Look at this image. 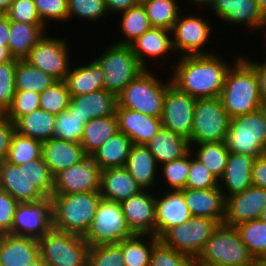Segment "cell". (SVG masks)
Masks as SVG:
<instances>
[{"label": "cell", "instance_id": "obj_1", "mask_svg": "<svg viewBox=\"0 0 266 266\" xmlns=\"http://www.w3.org/2000/svg\"><path fill=\"white\" fill-rule=\"evenodd\" d=\"M170 66L172 84L195 99L220 97L228 69L220 54L180 56Z\"/></svg>", "mask_w": 266, "mask_h": 266}, {"label": "cell", "instance_id": "obj_2", "mask_svg": "<svg viewBox=\"0 0 266 266\" xmlns=\"http://www.w3.org/2000/svg\"><path fill=\"white\" fill-rule=\"evenodd\" d=\"M235 59L219 97L230 118L259 109L262 100L255 69L242 56Z\"/></svg>", "mask_w": 266, "mask_h": 266}, {"label": "cell", "instance_id": "obj_3", "mask_svg": "<svg viewBox=\"0 0 266 266\" xmlns=\"http://www.w3.org/2000/svg\"><path fill=\"white\" fill-rule=\"evenodd\" d=\"M53 229L84 236L102 199L100 192L52 194Z\"/></svg>", "mask_w": 266, "mask_h": 266}, {"label": "cell", "instance_id": "obj_4", "mask_svg": "<svg viewBox=\"0 0 266 266\" xmlns=\"http://www.w3.org/2000/svg\"><path fill=\"white\" fill-rule=\"evenodd\" d=\"M254 263L237 229L225 224L218 225L195 259V266H253Z\"/></svg>", "mask_w": 266, "mask_h": 266}, {"label": "cell", "instance_id": "obj_5", "mask_svg": "<svg viewBox=\"0 0 266 266\" xmlns=\"http://www.w3.org/2000/svg\"><path fill=\"white\" fill-rule=\"evenodd\" d=\"M168 80L164 84L155 72L145 69L117 96V107L161 118L166 89L172 83Z\"/></svg>", "mask_w": 266, "mask_h": 266}, {"label": "cell", "instance_id": "obj_6", "mask_svg": "<svg viewBox=\"0 0 266 266\" xmlns=\"http://www.w3.org/2000/svg\"><path fill=\"white\" fill-rule=\"evenodd\" d=\"M93 59L104 73V89L118 96L145 69L129 45L112 43Z\"/></svg>", "mask_w": 266, "mask_h": 266}, {"label": "cell", "instance_id": "obj_7", "mask_svg": "<svg viewBox=\"0 0 266 266\" xmlns=\"http://www.w3.org/2000/svg\"><path fill=\"white\" fill-rule=\"evenodd\" d=\"M226 145L229 152L259 157L266 153V119L260 109L231 118Z\"/></svg>", "mask_w": 266, "mask_h": 266}, {"label": "cell", "instance_id": "obj_8", "mask_svg": "<svg viewBox=\"0 0 266 266\" xmlns=\"http://www.w3.org/2000/svg\"><path fill=\"white\" fill-rule=\"evenodd\" d=\"M230 120L219 97L197 99L191 137L188 139L190 148L203 143L225 142Z\"/></svg>", "mask_w": 266, "mask_h": 266}, {"label": "cell", "instance_id": "obj_9", "mask_svg": "<svg viewBox=\"0 0 266 266\" xmlns=\"http://www.w3.org/2000/svg\"><path fill=\"white\" fill-rule=\"evenodd\" d=\"M38 242L49 266H87L89 246L81 235L51 229Z\"/></svg>", "mask_w": 266, "mask_h": 266}, {"label": "cell", "instance_id": "obj_10", "mask_svg": "<svg viewBox=\"0 0 266 266\" xmlns=\"http://www.w3.org/2000/svg\"><path fill=\"white\" fill-rule=\"evenodd\" d=\"M134 235L127 224L121 204L102 198L83 238L89 247H94L102 244H117Z\"/></svg>", "mask_w": 266, "mask_h": 266}, {"label": "cell", "instance_id": "obj_11", "mask_svg": "<svg viewBox=\"0 0 266 266\" xmlns=\"http://www.w3.org/2000/svg\"><path fill=\"white\" fill-rule=\"evenodd\" d=\"M219 223L206 217L191 216L185 223L171 227L159 240L194 260L204 249Z\"/></svg>", "mask_w": 266, "mask_h": 266}, {"label": "cell", "instance_id": "obj_12", "mask_svg": "<svg viewBox=\"0 0 266 266\" xmlns=\"http://www.w3.org/2000/svg\"><path fill=\"white\" fill-rule=\"evenodd\" d=\"M68 43L67 39L49 37L45 33L24 60L56 80H65L71 68Z\"/></svg>", "mask_w": 266, "mask_h": 266}, {"label": "cell", "instance_id": "obj_13", "mask_svg": "<svg viewBox=\"0 0 266 266\" xmlns=\"http://www.w3.org/2000/svg\"><path fill=\"white\" fill-rule=\"evenodd\" d=\"M51 229H53V200L51 197H45L35 202H19L8 234L39 239Z\"/></svg>", "mask_w": 266, "mask_h": 266}, {"label": "cell", "instance_id": "obj_14", "mask_svg": "<svg viewBox=\"0 0 266 266\" xmlns=\"http://www.w3.org/2000/svg\"><path fill=\"white\" fill-rule=\"evenodd\" d=\"M179 14L177 21L171 29L172 47L175 52L182 53L179 56L210 54L204 46L211 37V23L209 20L199 17L197 14ZM187 15V16H186ZM201 16V17H200Z\"/></svg>", "mask_w": 266, "mask_h": 266}, {"label": "cell", "instance_id": "obj_15", "mask_svg": "<svg viewBox=\"0 0 266 266\" xmlns=\"http://www.w3.org/2000/svg\"><path fill=\"white\" fill-rule=\"evenodd\" d=\"M196 100L171 83L166 89L161 115L163 127L189 139L192 132Z\"/></svg>", "mask_w": 266, "mask_h": 266}, {"label": "cell", "instance_id": "obj_16", "mask_svg": "<svg viewBox=\"0 0 266 266\" xmlns=\"http://www.w3.org/2000/svg\"><path fill=\"white\" fill-rule=\"evenodd\" d=\"M101 170L87 156L80 163L61 171L54 177L52 194L100 192Z\"/></svg>", "mask_w": 266, "mask_h": 266}, {"label": "cell", "instance_id": "obj_17", "mask_svg": "<svg viewBox=\"0 0 266 266\" xmlns=\"http://www.w3.org/2000/svg\"><path fill=\"white\" fill-rule=\"evenodd\" d=\"M266 206V189L251 186L226 198L223 224L235 227L243 222L259 219Z\"/></svg>", "mask_w": 266, "mask_h": 266}, {"label": "cell", "instance_id": "obj_18", "mask_svg": "<svg viewBox=\"0 0 266 266\" xmlns=\"http://www.w3.org/2000/svg\"><path fill=\"white\" fill-rule=\"evenodd\" d=\"M141 190L122 201L121 207L127 224L134 234L156 236L155 194Z\"/></svg>", "mask_w": 266, "mask_h": 266}, {"label": "cell", "instance_id": "obj_19", "mask_svg": "<svg viewBox=\"0 0 266 266\" xmlns=\"http://www.w3.org/2000/svg\"><path fill=\"white\" fill-rule=\"evenodd\" d=\"M211 9L218 19L230 25L243 23L248 31L266 28V18L260 12L257 0H213Z\"/></svg>", "mask_w": 266, "mask_h": 266}, {"label": "cell", "instance_id": "obj_20", "mask_svg": "<svg viewBox=\"0 0 266 266\" xmlns=\"http://www.w3.org/2000/svg\"><path fill=\"white\" fill-rule=\"evenodd\" d=\"M0 189L9 193L18 203L45 198L29 180L28 163L19 166L7 160L0 162Z\"/></svg>", "mask_w": 266, "mask_h": 266}, {"label": "cell", "instance_id": "obj_21", "mask_svg": "<svg viewBox=\"0 0 266 266\" xmlns=\"http://www.w3.org/2000/svg\"><path fill=\"white\" fill-rule=\"evenodd\" d=\"M118 130L124 133L132 144L146 145L163 126L161 118L143 114L128 108L117 107Z\"/></svg>", "mask_w": 266, "mask_h": 266}, {"label": "cell", "instance_id": "obj_22", "mask_svg": "<svg viewBox=\"0 0 266 266\" xmlns=\"http://www.w3.org/2000/svg\"><path fill=\"white\" fill-rule=\"evenodd\" d=\"M155 204L157 238H160L171 227L185 223L192 216L186 206L183 189H169L162 196L155 195Z\"/></svg>", "mask_w": 266, "mask_h": 266}, {"label": "cell", "instance_id": "obj_23", "mask_svg": "<svg viewBox=\"0 0 266 266\" xmlns=\"http://www.w3.org/2000/svg\"><path fill=\"white\" fill-rule=\"evenodd\" d=\"M186 206L192 216L206 217L223 224L226 199L218 187L210 189H183Z\"/></svg>", "mask_w": 266, "mask_h": 266}, {"label": "cell", "instance_id": "obj_24", "mask_svg": "<svg viewBox=\"0 0 266 266\" xmlns=\"http://www.w3.org/2000/svg\"><path fill=\"white\" fill-rule=\"evenodd\" d=\"M254 160L255 157L249 155L229 153L224 174L219 179V188L225 199L252 186Z\"/></svg>", "mask_w": 266, "mask_h": 266}, {"label": "cell", "instance_id": "obj_25", "mask_svg": "<svg viewBox=\"0 0 266 266\" xmlns=\"http://www.w3.org/2000/svg\"><path fill=\"white\" fill-rule=\"evenodd\" d=\"M42 156L55 177L61 171L80 163L88 155L80 143L51 138L43 142Z\"/></svg>", "mask_w": 266, "mask_h": 266}, {"label": "cell", "instance_id": "obj_26", "mask_svg": "<svg viewBox=\"0 0 266 266\" xmlns=\"http://www.w3.org/2000/svg\"><path fill=\"white\" fill-rule=\"evenodd\" d=\"M117 105V96L101 89L88 94L71 96L68 109L81 118L91 120L115 115Z\"/></svg>", "mask_w": 266, "mask_h": 266}, {"label": "cell", "instance_id": "obj_27", "mask_svg": "<svg viewBox=\"0 0 266 266\" xmlns=\"http://www.w3.org/2000/svg\"><path fill=\"white\" fill-rule=\"evenodd\" d=\"M39 256L38 239L11 234L0 235L1 266H26Z\"/></svg>", "mask_w": 266, "mask_h": 266}, {"label": "cell", "instance_id": "obj_28", "mask_svg": "<svg viewBox=\"0 0 266 266\" xmlns=\"http://www.w3.org/2000/svg\"><path fill=\"white\" fill-rule=\"evenodd\" d=\"M171 37L170 30L151 27L129 46L140 65L144 69H148L146 57L153 59L163 57L165 59L164 56H167L168 52L172 51L173 53Z\"/></svg>", "mask_w": 266, "mask_h": 266}, {"label": "cell", "instance_id": "obj_29", "mask_svg": "<svg viewBox=\"0 0 266 266\" xmlns=\"http://www.w3.org/2000/svg\"><path fill=\"white\" fill-rule=\"evenodd\" d=\"M141 190L125 167L101 171L100 195L105 200L121 203Z\"/></svg>", "mask_w": 266, "mask_h": 266}, {"label": "cell", "instance_id": "obj_30", "mask_svg": "<svg viewBox=\"0 0 266 266\" xmlns=\"http://www.w3.org/2000/svg\"><path fill=\"white\" fill-rule=\"evenodd\" d=\"M158 166L184 157L190 150L189 140L165 127L146 144Z\"/></svg>", "mask_w": 266, "mask_h": 266}, {"label": "cell", "instance_id": "obj_31", "mask_svg": "<svg viewBox=\"0 0 266 266\" xmlns=\"http://www.w3.org/2000/svg\"><path fill=\"white\" fill-rule=\"evenodd\" d=\"M125 168L142 190L155 186L158 164L146 145L132 144Z\"/></svg>", "mask_w": 266, "mask_h": 266}, {"label": "cell", "instance_id": "obj_32", "mask_svg": "<svg viewBox=\"0 0 266 266\" xmlns=\"http://www.w3.org/2000/svg\"><path fill=\"white\" fill-rule=\"evenodd\" d=\"M44 24L9 21L8 50L16 59H24L46 33Z\"/></svg>", "mask_w": 266, "mask_h": 266}, {"label": "cell", "instance_id": "obj_33", "mask_svg": "<svg viewBox=\"0 0 266 266\" xmlns=\"http://www.w3.org/2000/svg\"><path fill=\"white\" fill-rule=\"evenodd\" d=\"M131 146L132 141L124 133L118 131L90 156L101 171L121 168L126 166Z\"/></svg>", "mask_w": 266, "mask_h": 266}, {"label": "cell", "instance_id": "obj_34", "mask_svg": "<svg viewBox=\"0 0 266 266\" xmlns=\"http://www.w3.org/2000/svg\"><path fill=\"white\" fill-rule=\"evenodd\" d=\"M72 68L65 79L70 96L104 89V73L94 60L89 61L86 65Z\"/></svg>", "mask_w": 266, "mask_h": 266}, {"label": "cell", "instance_id": "obj_35", "mask_svg": "<svg viewBox=\"0 0 266 266\" xmlns=\"http://www.w3.org/2000/svg\"><path fill=\"white\" fill-rule=\"evenodd\" d=\"M56 115L38 108L19 117L15 122V131L19 134L39 140L42 143L53 138Z\"/></svg>", "mask_w": 266, "mask_h": 266}, {"label": "cell", "instance_id": "obj_36", "mask_svg": "<svg viewBox=\"0 0 266 266\" xmlns=\"http://www.w3.org/2000/svg\"><path fill=\"white\" fill-rule=\"evenodd\" d=\"M118 131L116 114L101 118H93L88 120L84 125L80 144L85 153L90 156Z\"/></svg>", "mask_w": 266, "mask_h": 266}, {"label": "cell", "instance_id": "obj_37", "mask_svg": "<svg viewBox=\"0 0 266 266\" xmlns=\"http://www.w3.org/2000/svg\"><path fill=\"white\" fill-rule=\"evenodd\" d=\"M159 241L155 235L135 234L119 242L118 244L122 247L125 266H149L153 247Z\"/></svg>", "mask_w": 266, "mask_h": 266}, {"label": "cell", "instance_id": "obj_38", "mask_svg": "<svg viewBox=\"0 0 266 266\" xmlns=\"http://www.w3.org/2000/svg\"><path fill=\"white\" fill-rule=\"evenodd\" d=\"M56 81L51 75L29 64L24 59H17L15 73L16 91H33L40 94Z\"/></svg>", "mask_w": 266, "mask_h": 266}, {"label": "cell", "instance_id": "obj_39", "mask_svg": "<svg viewBox=\"0 0 266 266\" xmlns=\"http://www.w3.org/2000/svg\"><path fill=\"white\" fill-rule=\"evenodd\" d=\"M152 27L170 30L182 12L176 0H140ZM181 9V10H180Z\"/></svg>", "mask_w": 266, "mask_h": 266}, {"label": "cell", "instance_id": "obj_40", "mask_svg": "<svg viewBox=\"0 0 266 266\" xmlns=\"http://www.w3.org/2000/svg\"><path fill=\"white\" fill-rule=\"evenodd\" d=\"M120 15H122V17L120 18L119 27L123 33L124 39L115 42L117 44L130 45L152 27L141 2L120 13Z\"/></svg>", "mask_w": 266, "mask_h": 266}, {"label": "cell", "instance_id": "obj_41", "mask_svg": "<svg viewBox=\"0 0 266 266\" xmlns=\"http://www.w3.org/2000/svg\"><path fill=\"white\" fill-rule=\"evenodd\" d=\"M195 147L196 151L191 149V152L219 180L224 174L230 153L226 142L203 143Z\"/></svg>", "mask_w": 266, "mask_h": 266}, {"label": "cell", "instance_id": "obj_42", "mask_svg": "<svg viewBox=\"0 0 266 266\" xmlns=\"http://www.w3.org/2000/svg\"><path fill=\"white\" fill-rule=\"evenodd\" d=\"M254 259L266 258V222L255 219L235 226Z\"/></svg>", "mask_w": 266, "mask_h": 266}, {"label": "cell", "instance_id": "obj_43", "mask_svg": "<svg viewBox=\"0 0 266 266\" xmlns=\"http://www.w3.org/2000/svg\"><path fill=\"white\" fill-rule=\"evenodd\" d=\"M43 143L31 137H26L15 131L7 161L15 165H25L31 160L42 157Z\"/></svg>", "mask_w": 266, "mask_h": 266}, {"label": "cell", "instance_id": "obj_44", "mask_svg": "<svg viewBox=\"0 0 266 266\" xmlns=\"http://www.w3.org/2000/svg\"><path fill=\"white\" fill-rule=\"evenodd\" d=\"M88 119L81 118L68 108L56 115L53 138L80 143Z\"/></svg>", "mask_w": 266, "mask_h": 266}, {"label": "cell", "instance_id": "obj_45", "mask_svg": "<svg viewBox=\"0 0 266 266\" xmlns=\"http://www.w3.org/2000/svg\"><path fill=\"white\" fill-rule=\"evenodd\" d=\"M70 93L65 80H57L40 93L39 108L58 115L70 104Z\"/></svg>", "mask_w": 266, "mask_h": 266}, {"label": "cell", "instance_id": "obj_46", "mask_svg": "<svg viewBox=\"0 0 266 266\" xmlns=\"http://www.w3.org/2000/svg\"><path fill=\"white\" fill-rule=\"evenodd\" d=\"M189 169L190 151L184 157L165 163L158 168L162 172L160 175L163 176V180L167 186L169 185L170 190L186 188Z\"/></svg>", "mask_w": 266, "mask_h": 266}, {"label": "cell", "instance_id": "obj_47", "mask_svg": "<svg viewBox=\"0 0 266 266\" xmlns=\"http://www.w3.org/2000/svg\"><path fill=\"white\" fill-rule=\"evenodd\" d=\"M67 20L77 18L94 22L108 16L105 0H68Z\"/></svg>", "mask_w": 266, "mask_h": 266}, {"label": "cell", "instance_id": "obj_48", "mask_svg": "<svg viewBox=\"0 0 266 266\" xmlns=\"http://www.w3.org/2000/svg\"><path fill=\"white\" fill-rule=\"evenodd\" d=\"M87 266H125L122 247L118 243L89 247Z\"/></svg>", "mask_w": 266, "mask_h": 266}, {"label": "cell", "instance_id": "obj_49", "mask_svg": "<svg viewBox=\"0 0 266 266\" xmlns=\"http://www.w3.org/2000/svg\"><path fill=\"white\" fill-rule=\"evenodd\" d=\"M149 266H195V260L159 241L153 247Z\"/></svg>", "mask_w": 266, "mask_h": 266}, {"label": "cell", "instance_id": "obj_50", "mask_svg": "<svg viewBox=\"0 0 266 266\" xmlns=\"http://www.w3.org/2000/svg\"><path fill=\"white\" fill-rule=\"evenodd\" d=\"M219 186V180L213 175L190 150V169L186 188L210 189Z\"/></svg>", "mask_w": 266, "mask_h": 266}, {"label": "cell", "instance_id": "obj_51", "mask_svg": "<svg viewBox=\"0 0 266 266\" xmlns=\"http://www.w3.org/2000/svg\"><path fill=\"white\" fill-rule=\"evenodd\" d=\"M28 175L32 184L45 196L52 197L54 177L50 173L43 156L28 162Z\"/></svg>", "mask_w": 266, "mask_h": 266}, {"label": "cell", "instance_id": "obj_52", "mask_svg": "<svg viewBox=\"0 0 266 266\" xmlns=\"http://www.w3.org/2000/svg\"><path fill=\"white\" fill-rule=\"evenodd\" d=\"M40 94L33 91H16L11 106L8 108L9 120L14 123L39 108Z\"/></svg>", "mask_w": 266, "mask_h": 266}, {"label": "cell", "instance_id": "obj_53", "mask_svg": "<svg viewBox=\"0 0 266 266\" xmlns=\"http://www.w3.org/2000/svg\"><path fill=\"white\" fill-rule=\"evenodd\" d=\"M17 59L0 63V103L9 108L16 93L15 73Z\"/></svg>", "mask_w": 266, "mask_h": 266}, {"label": "cell", "instance_id": "obj_54", "mask_svg": "<svg viewBox=\"0 0 266 266\" xmlns=\"http://www.w3.org/2000/svg\"><path fill=\"white\" fill-rule=\"evenodd\" d=\"M68 0H34L42 23L48 27V21H67ZM47 24V25H46Z\"/></svg>", "mask_w": 266, "mask_h": 266}, {"label": "cell", "instance_id": "obj_55", "mask_svg": "<svg viewBox=\"0 0 266 266\" xmlns=\"http://www.w3.org/2000/svg\"><path fill=\"white\" fill-rule=\"evenodd\" d=\"M9 21L43 24L34 4V0H14L6 12Z\"/></svg>", "mask_w": 266, "mask_h": 266}, {"label": "cell", "instance_id": "obj_56", "mask_svg": "<svg viewBox=\"0 0 266 266\" xmlns=\"http://www.w3.org/2000/svg\"><path fill=\"white\" fill-rule=\"evenodd\" d=\"M17 204L9 193L0 189V235L11 231Z\"/></svg>", "mask_w": 266, "mask_h": 266}, {"label": "cell", "instance_id": "obj_57", "mask_svg": "<svg viewBox=\"0 0 266 266\" xmlns=\"http://www.w3.org/2000/svg\"><path fill=\"white\" fill-rule=\"evenodd\" d=\"M15 133V126L10 120L0 124V162L8 157L12 137Z\"/></svg>", "mask_w": 266, "mask_h": 266}, {"label": "cell", "instance_id": "obj_58", "mask_svg": "<svg viewBox=\"0 0 266 266\" xmlns=\"http://www.w3.org/2000/svg\"><path fill=\"white\" fill-rule=\"evenodd\" d=\"M252 185L266 189V153L256 157L254 160Z\"/></svg>", "mask_w": 266, "mask_h": 266}, {"label": "cell", "instance_id": "obj_59", "mask_svg": "<svg viewBox=\"0 0 266 266\" xmlns=\"http://www.w3.org/2000/svg\"><path fill=\"white\" fill-rule=\"evenodd\" d=\"M254 69L258 79V86L261 99H266V59L265 62H255L242 56Z\"/></svg>", "mask_w": 266, "mask_h": 266}, {"label": "cell", "instance_id": "obj_60", "mask_svg": "<svg viewBox=\"0 0 266 266\" xmlns=\"http://www.w3.org/2000/svg\"><path fill=\"white\" fill-rule=\"evenodd\" d=\"M140 0H105L108 13H122L130 7L137 5Z\"/></svg>", "mask_w": 266, "mask_h": 266}, {"label": "cell", "instance_id": "obj_61", "mask_svg": "<svg viewBox=\"0 0 266 266\" xmlns=\"http://www.w3.org/2000/svg\"><path fill=\"white\" fill-rule=\"evenodd\" d=\"M9 40V19L7 16L0 20V44L8 46Z\"/></svg>", "mask_w": 266, "mask_h": 266}, {"label": "cell", "instance_id": "obj_62", "mask_svg": "<svg viewBox=\"0 0 266 266\" xmlns=\"http://www.w3.org/2000/svg\"><path fill=\"white\" fill-rule=\"evenodd\" d=\"M12 58L13 57L9 53L8 46H3L0 44V63L7 62Z\"/></svg>", "mask_w": 266, "mask_h": 266}, {"label": "cell", "instance_id": "obj_63", "mask_svg": "<svg viewBox=\"0 0 266 266\" xmlns=\"http://www.w3.org/2000/svg\"><path fill=\"white\" fill-rule=\"evenodd\" d=\"M9 121L8 108L0 103V124L7 123Z\"/></svg>", "mask_w": 266, "mask_h": 266}, {"label": "cell", "instance_id": "obj_64", "mask_svg": "<svg viewBox=\"0 0 266 266\" xmlns=\"http://www.w3.org/2000/svg\"><path fill=\"white\" fill-rule=\"evenodd\" d=\"M188 3L195 4V5L197 4L198 6L208 5L209 8H211L213 0H188Z\"/></svg>", "mask_w": 266, "mask_h": 266}, {"label": "cell", "instance_id": "obj_65", "mask_svg": "<svg viewBox=\"0 0 266 266\" xmlns=\"http://www.w3.org/2000/svg\"><path fill=\"white\" fill-rule=\"evenodd\" d=\"M26 266H49V265L44 261V259L41 256H39L32 263Z\"/></svg>", "mask_w": 266, "mask_h": 266}, {"label": "cell", "instance_id": "obj_66", "mask_svg": "<svg viewBox=\"0 0 266 266\" xmlns=\"http://www.w3.org/2000/svg\"><path fill=\"white\" fill-rule=\"evenodd\" d=\"M257 3L260 12L266 18V0H257Z\"/></svg>", "mask_w": 266, "mask_h": 266}, {"label": "cell", "instance_id": "obj_67", "mask_svg": "<svg viewBox=\"0 0 266 266\" xmlns=\"http://www.w3.org/2000/svg\"><path fill=\"white\" fill-rule=\"evenodd\" d=\"M13 1L14 0H0V8L7 12Z\"/></svg>", "mask_w": 266, "mask_h": 266}, {"label": "cell", "instance_id": "obj_68", "mask_svg": "<svg viewBox=\"0 0 266 266\" xmlns=\"http://www.w3.org/2000/svg\"><path fill=\"white\" fill-rule=\"evenodd\" d=\"M259 109L261 110L264 115V118L266 119V99L261 100Z\"/></svg>", "mask_w": 266, "mask_h": 266}, {"label": "cell", "instance_id": "obj_69", "mask_svg": "<svg viewBox=\"0 0 266 266\" xmlns=\"http://www.w3.org/2000/svg\"><path fill=\"white\" fill-rule=\"evenodd\" d=\"M254 266H266V258L256 259Z\"/></svg>", "mask_w": 266, "mask_h": 266}, {"label": "cell", "instance_id": "obj_70", "mask_svg": "<svg viewBox=\"0 0 266 266\" xmlns=\"http://www.w3.org/2000/svg\"><path fill=\"white\" fill-rule=\"evenodd\" d=\"M259 219L266 222V206L263 209V211L261 212Z\"/></svg>", "mask_w": 266, "mask_h": 266}, {"label": "cell", "instance_id": "obj_71", "mask_svg": "<svg viewBox=\"0 0 266 266\" xmlns=\"http://www.w3.org/2000/svg\"><path fill=\"white\" fill-rule=\"evenodd\" d=\"M6 16V12L0 8V20Z\"/></svg>", "mask_w": 266, "mask_h": 266}]
</instances>
